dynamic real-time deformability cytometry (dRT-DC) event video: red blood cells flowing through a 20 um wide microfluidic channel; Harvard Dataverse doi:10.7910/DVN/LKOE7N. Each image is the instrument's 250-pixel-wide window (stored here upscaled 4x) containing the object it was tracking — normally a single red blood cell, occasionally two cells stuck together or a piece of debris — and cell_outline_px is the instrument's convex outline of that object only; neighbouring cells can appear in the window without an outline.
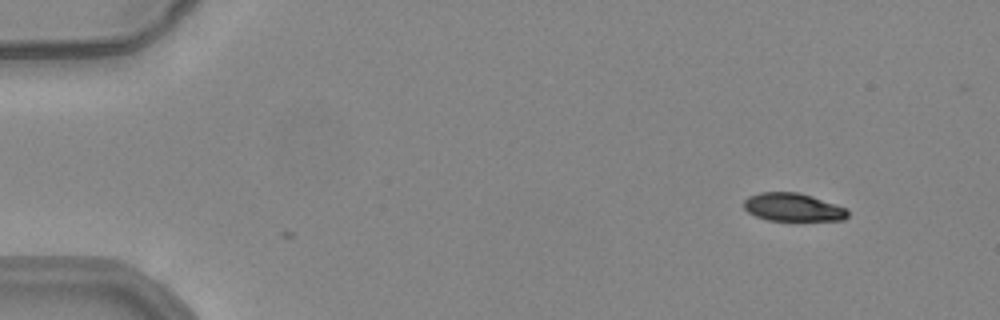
{"species": "common noctule bat (a hibernating species)", "species_latin": "Nyctalus noctula", "temperature_condition": "warm", "stored_images_in_passage": 2, "camera_frame_rate_fps": 3000, "um_per_image_px": 0.085, "animal": {"sex": "female", "body_mass_g": 24.6, "forearm_length_mm": 56.2}, "frame": {"image": 1, "passage_image": 2, "time_ms": 0.333, "image_size_px": [1000, 320], "cell_outline_px": [[848, 216], [844, 220], [768, 220], [756, 216], [748, 212], [744, 208], [744, 200], [748, 196], [760, 192], [800, 192], [848, 208]], "centroid_in_image_um": [67.41, 17.6], "position_along_channel_um": 17.6, "area_um2": 17.05}}